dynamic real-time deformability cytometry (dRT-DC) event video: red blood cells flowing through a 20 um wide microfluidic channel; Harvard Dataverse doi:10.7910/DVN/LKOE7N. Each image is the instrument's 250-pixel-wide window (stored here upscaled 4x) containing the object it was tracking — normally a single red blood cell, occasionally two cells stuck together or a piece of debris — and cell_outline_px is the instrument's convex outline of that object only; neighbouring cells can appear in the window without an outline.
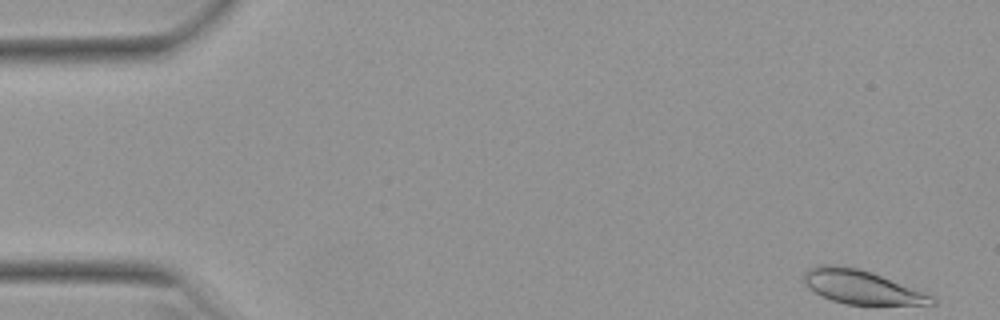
{"species": "Egyptian fruit bat (a non-hibernating species)", "species_latin": "Rousettus aegyptiacus", "temperature_condition": "warm", "stored_images_in_passage": 9, "camera_frame_rate_fps": 3000, "um_per_image_px": 0.085, "animal": {"sex": "female"}, "frame": {"image": 1, "passage_image": 1, "time_ms": 0.0, "image_size_px": [1000, 320], "cell_outline_px": [[936, 304], [844, 304], [832, 300], [808, 288], [804, 280], [804, 272], [808, 268], [820, 264], [832, 264], [856, 268], [872, 272], [924, 292], [932, 296], [936, 300]], "centroid_in_image_um": [73.2, 24.38], "position_along_channel_um": 11.8, "area_um2": 24.8}}